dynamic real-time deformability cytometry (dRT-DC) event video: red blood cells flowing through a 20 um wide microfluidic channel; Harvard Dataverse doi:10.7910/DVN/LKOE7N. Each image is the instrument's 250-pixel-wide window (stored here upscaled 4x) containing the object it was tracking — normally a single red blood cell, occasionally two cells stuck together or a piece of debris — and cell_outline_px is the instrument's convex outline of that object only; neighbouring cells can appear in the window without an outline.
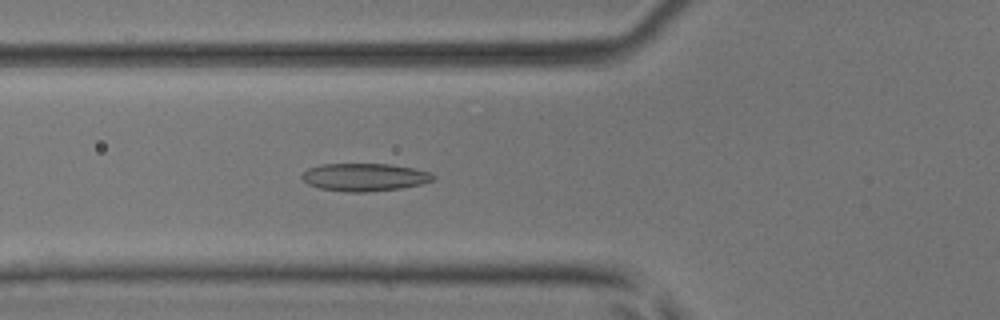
{"species": "common noctule bat (a hibernating species)", "species_latin": "Nyctalus noctula", "temperature_condition": "room temperature", "stored_images_in_passage": 36, "camera_frame_rate_fps": 3000, "um_per_image_px": 0.085, "animal": {"sex": "male", "body_mass_g": 17.9, "forearm_length_mm": 54.2}, "frame": {"image": 1, "passage_image": 4, "time_ms": 1.0, "image_size_px": [1000, 320], "cell_outline_px": [[436, 176], [432, 180], [420, 184], [400, 188], [364, 192], [348, 192], [320, 188], [308, 184], [300, 176], [308, 168], [320, 164], [388, 164], [412, 168], [432, 172]], "centroid_in_image_um": [30.97, 15.05], "position_along_channel_um": 94.8, "area_um2": 21.1}}
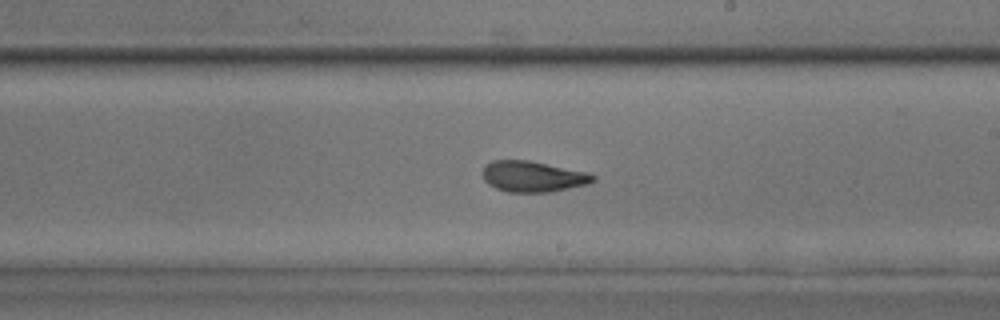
{"frame": {"image": 2, "passage_image": 15, "time_ms": 4.667, "image_size_px": [1000, 320], "cell_outline_px": [[596, 180], [588, 184], [548, 192], [508, 192], [496, 188], [488, 184], [484, 180], [484, 164], [492, 160], [528, 160], [588, 172], [596, 176]], "centroid_in_image_um": [45.3, 15.0], "position_along_channel_um": 243.7, "area_um2": 19.83}}
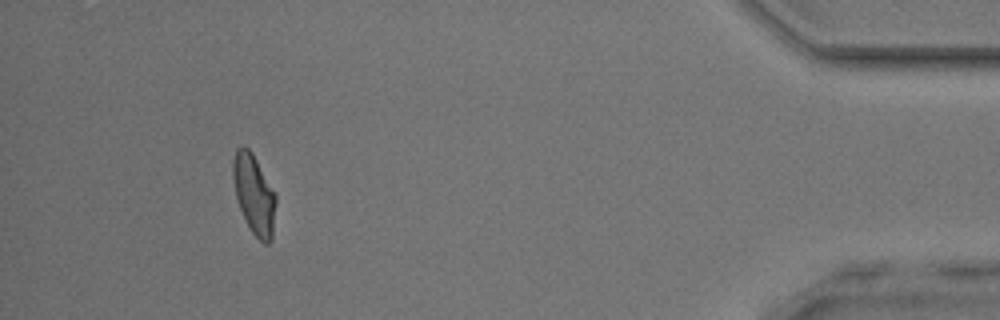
{"frame": {"image": 3, "passage_image": 32, "time_ms": 10.333, "image_size_px": [1000, 320], "cell_outline_px": [[276, 204], [272, 240], [268, 244], [264, 244], [252, 232], [240, 208], [236, 196], [232, 176], [232, 160], [236, 148], [240, 144], [244, 144], [252, 152], [276, 192]], "centroid_in_image_um": [21.6, 16.46], "position_along_channel_um": 413.6, "area_um2": 20.17}, "authors_computed_cell_mechanics": {"area_um2": 19.941, "velocity_mm_per_s": 4.0755, "shape_relaxation_time_tau1_ms": 5.2316, "shape_relaxation_time_tau2_ms": 1.5907, "deformation_change_tau1": 0.1559, "deformation_change_tau2": 0.0797}}